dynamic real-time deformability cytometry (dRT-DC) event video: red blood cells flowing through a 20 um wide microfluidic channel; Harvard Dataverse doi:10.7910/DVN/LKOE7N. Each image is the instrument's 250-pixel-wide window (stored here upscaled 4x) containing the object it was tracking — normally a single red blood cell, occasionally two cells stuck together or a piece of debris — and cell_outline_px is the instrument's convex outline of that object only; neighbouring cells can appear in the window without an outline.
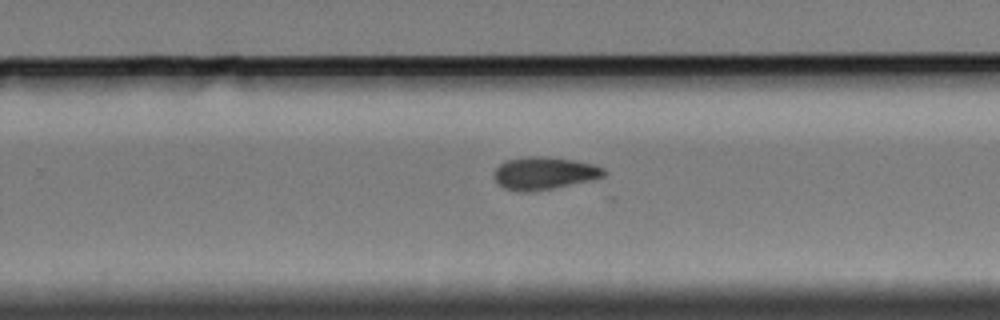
{"species": "Egyptian fruit bat (a non-hibernating species)", "species_latin": "Rousettus aegyptiacus", "temperature_condition": "cold", "stored_images_in_passage": 13, "camera_frame_rate_fps": 3000, "um_per_image_px": 0.085, "animal": {"sex": "female"}, "frame": {"image": 1, "passage_image": 13, "time_ms": 16.0, "image_size_px": [1000, 320], "cell_outline_px": [[608, 172], [604, 176], [592, 180], [552, 188], [528, 192], [516, 192], [504, 188], [496, 180], [496, 168], [504, 160], [528, 156], [552, 156], [592, 164], [604, 168]], "centroid_in_image_um": [46.28, 14.71], "position_along_channel_um": 283.5, "area_um2": 20.87}}